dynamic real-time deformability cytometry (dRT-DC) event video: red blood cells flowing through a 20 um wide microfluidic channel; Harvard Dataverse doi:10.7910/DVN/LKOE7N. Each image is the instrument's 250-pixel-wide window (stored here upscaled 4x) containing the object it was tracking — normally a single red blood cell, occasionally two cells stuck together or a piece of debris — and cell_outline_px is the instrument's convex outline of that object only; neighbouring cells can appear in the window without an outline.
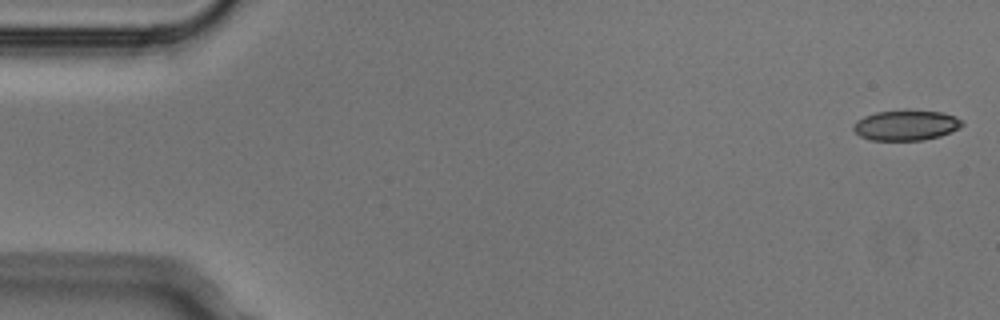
{"species": "Egyptian fruit bat (a non-hibernating species)", "species_latin": "Rousettus aegyptiacus", "temperature_condition": "cold", "stored_images_in_passage": 4, "camera_frame_rate_fps": 3000, "um_per_image_px": 0.085, "animal": {"sex": "male"}, "frame": {"image": 1, "passage_image": 1, "time_ms": 0.0, "image_size_px": [1000, 320], "cell_outline_px": [[964, 124], [960, 128], [940, 136], [920, 140], [868, 140], [860, 136], [852, 128], [852, 124], [856, 120], [864, 116], [876, 112], [904, 108], [908, 108], [940, 112], [956, 116]], "centroid_in_image_um": [76.98, 10.61], "position_along_channel_um": 8.0, "area_um2": 19.71}}
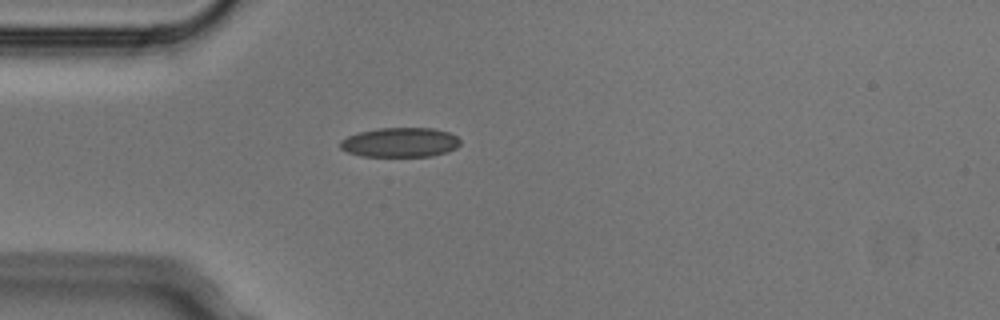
{"frame": {"image": 2, "passage_image": 4, "time_ms": 1.0, "image_size_px": [1000, 320], "cell_outline_px": [[460, 144], [456, 148], [448, 152], [432, 156], [360, 156], [348, 152], [340, 148], [340, 140], [348, 136], [360, 132], [380, 128], [432, 128], [448, 132], [456, 136], [460, 140]], "centroid_in_image_um": [34.02, 12.11], "position_along_channel_um": 51.0, "area_um2": 20.63}}